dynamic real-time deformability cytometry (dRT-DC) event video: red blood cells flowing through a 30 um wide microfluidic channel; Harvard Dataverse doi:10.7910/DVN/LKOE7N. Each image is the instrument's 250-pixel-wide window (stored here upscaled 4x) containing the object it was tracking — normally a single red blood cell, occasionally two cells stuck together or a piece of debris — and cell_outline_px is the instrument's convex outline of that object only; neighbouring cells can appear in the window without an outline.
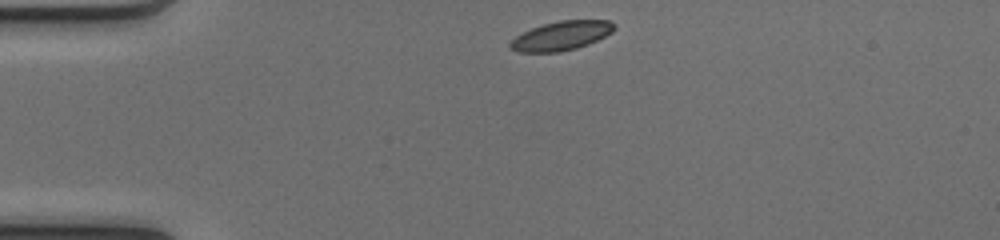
{"species": "common noctule bat (a hibernating species)", "species_latin": "Nyctalus noctula", "temperature_condition": "cold", "stored_images_in_passage": 40, "camera_frame_rate_fps": 3000, "um_per_image_px": 0.085, "animal": {"sex": "female", "body_mass_g": 17.0, "forearm_length_mm": 48.0}, "frame": {"image": 1, "passage_image": 1, "time_ms": 0.0, "image_size_px": [1000, 240], "cell_outline_px": [[616, 28], [612, 32], [588, 44], [576, 48], [560, 52], [520, 52], [512, 48], [508, 44], [516, 36], [532, 28], [544, 24], [560, 20], [608, 20], [616, 24]], "centroid_in_image_um": [47.74, 3.03], "position_along_channel_um": 37.3, "area_um2": 17.46}}
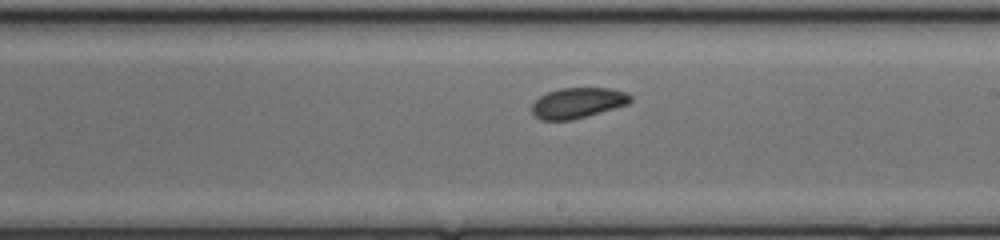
{"frame": {"image": 2, "passage_image": 19, "time_ms": 6.0, "image_size_px": [1000, 240], "cell_outline_px": [[632, 100], [628, 104], [572, 120], [540, 120], [532, 116], [532, 104], [540, 96], [548, 92], [560, 88], [608, 88], [624, 92], [632, 96]], "centroid_in_image_um": [49.07, 8.75], "position_along_channel_um": 239.9, "area_um2": 17.46}}
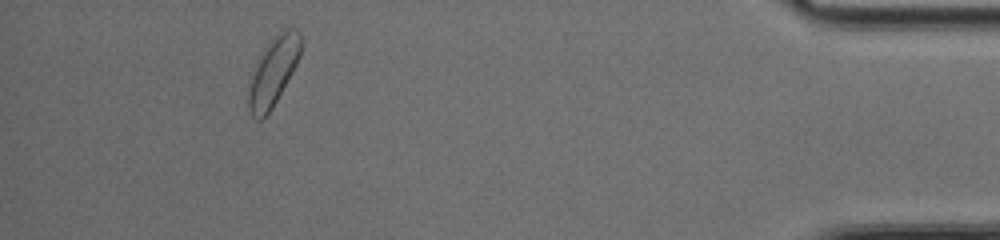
{"frame": {"image": 3, "passage_image": 36, "time_ms": 11.667, "image_size_px": [1000, 240], "cell_outline_px": [[300, 56], [292, 72], [272, 108], [260, 120], [256, 120], [252, 116], [248, 108], [248, 80], [252, 68], [260, 52], [280, 28], [296, 28], [300, 32]], "centroid_in_image_um": [23.18, 6.03], "position_along_channel_um": 412.0, "area_um2": 21.21}, "authors_computed_cell_mechanics": {"area_um2": 17.918, "velocity_mm_per_s": 4.0921, "shape_relaxation_time_tau1_ms": 3.4281, "shape_relaxation_time_tau2_ms": 4.1308, "deformation_change_tau1": 0.1148, "deformation_change_tau2": 0.0846}}